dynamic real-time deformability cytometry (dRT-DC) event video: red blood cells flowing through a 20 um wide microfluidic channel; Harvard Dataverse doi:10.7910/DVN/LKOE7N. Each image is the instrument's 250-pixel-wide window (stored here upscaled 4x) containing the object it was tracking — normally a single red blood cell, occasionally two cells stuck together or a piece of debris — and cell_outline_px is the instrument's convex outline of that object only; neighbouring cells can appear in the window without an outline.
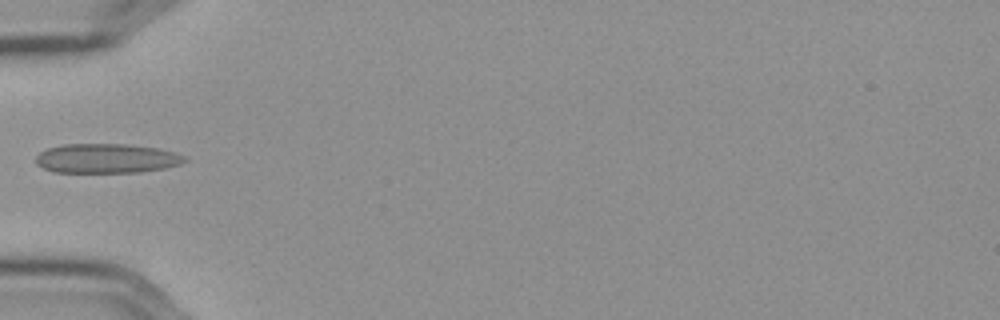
{"species": "Egyptian fruit bat (a non-hibernating species)", "species_latin": "Rousettus aegyptiacus", "temperature_condition": "cold", "stored_images_in_passage": 38, "camera_frame_rate_fps": 3000, "um_per_image_px": 0.085, "frame": {"image": 1, "passage_image": 1, "time_ms": 0.0, "image_size_px": [1000, 320], "cell_outline_px": [[188, 160], [180, 164], [164, 168], [140, 172], [52, 172], [36, 164], [36, 156], [40, 152], [48, 148], [64, 144], [128, 144], [156, 148], [176, 152], [184, 156]], "centroid_in_image_um": [9.06, 13.46], "position_along_channel_um": 75.9, "area_um2": 25.55}}
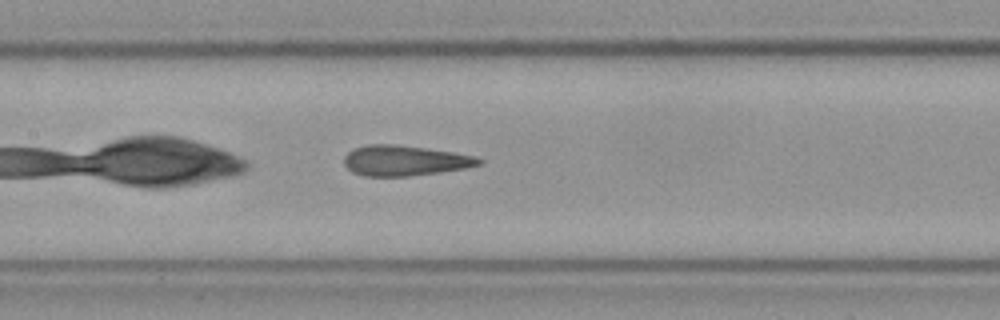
{"frame": {"image": 2, "passage_image": 9, "time_ms": 2.667, "image_size_px": [1000, 320], "cell_outline_px": [[484, 164], [464, 168], [440, 172], [408, 176], [364, 176], [352, 172], [344, 164], [344, 156], [352, 148], [368, 144], [392, 144], [424, 148], [452, 152], [476, 156], [484, 160]], "centroid_in_image_um": [34.4, 13.65], "position_along_channel_um": 173.0, "area_um2": 23.87}}
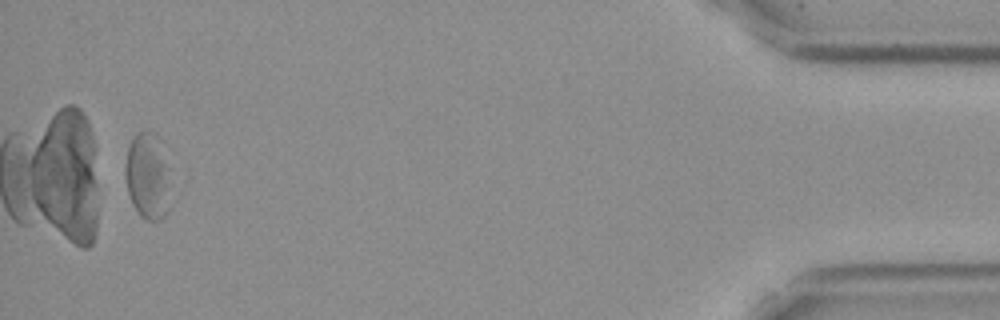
{"frame": {"image": 3, "passage_image": 36, "time_ms": 11.667, "image_size_px": [1000, 320], "cell_outline_px": [[172, 168], [168, 212], [160, 220], [144, 220], [140, 216], [132, 204], [128, 192], [124, 176], [124, 168], [128, 144], [136, 132], [144, 128], [148, 128], [156, 132], [160, 136]], "centroid_in_image_um": [12.6, 14.87], "position_along_channel_um": 422.6, "area_um2": 24.62}, "authors_computed_cell_mechanics": {"area_um2": 24.3627, "velocity_mm_per_s": 3.5943, "shape_relaxation_time_tau1_ms": null, "shape_relaxation_time_tau2_ms": 1.426, "deformation_change_tau1": null, "deformation_change_tau2": 0.0828}}